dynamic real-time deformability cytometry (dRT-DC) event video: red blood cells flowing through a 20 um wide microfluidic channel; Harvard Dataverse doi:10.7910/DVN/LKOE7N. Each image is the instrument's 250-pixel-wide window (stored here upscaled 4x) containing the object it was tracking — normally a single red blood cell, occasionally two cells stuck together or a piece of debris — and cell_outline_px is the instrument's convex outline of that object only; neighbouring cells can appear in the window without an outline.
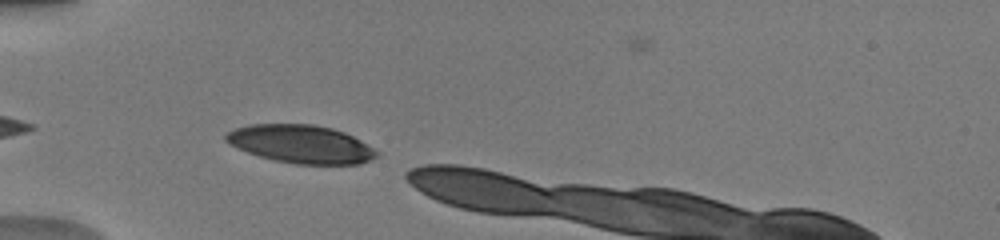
{"species": "human", "species_latin": "Homo sapiens", "temperature_condition": "warm", "stored_images_in_passage": 5, "camera_frame_rate_fps": 3000, "um_per_image_px": 0.085, "donor": {"sex": "male"}, "frame": {"image": 1, "passage_image": 1, "time_ms": 0.0, "image_size_px": [1000, 240], "cell_outline_px": [[380, 152], [376, 156], [360, 164], [296, 164], [276, 160], [260, 156], [248, 152], [224, 140], [224, 136], [228, 132], [236, 128], [248, 124], [312, 124], [332, 128], [344, 132], [360, 140]], "centroid_in_image_um": [25.59, 12.24], "position_along_channel_um": 59.4, "area_um2": 33.18}}